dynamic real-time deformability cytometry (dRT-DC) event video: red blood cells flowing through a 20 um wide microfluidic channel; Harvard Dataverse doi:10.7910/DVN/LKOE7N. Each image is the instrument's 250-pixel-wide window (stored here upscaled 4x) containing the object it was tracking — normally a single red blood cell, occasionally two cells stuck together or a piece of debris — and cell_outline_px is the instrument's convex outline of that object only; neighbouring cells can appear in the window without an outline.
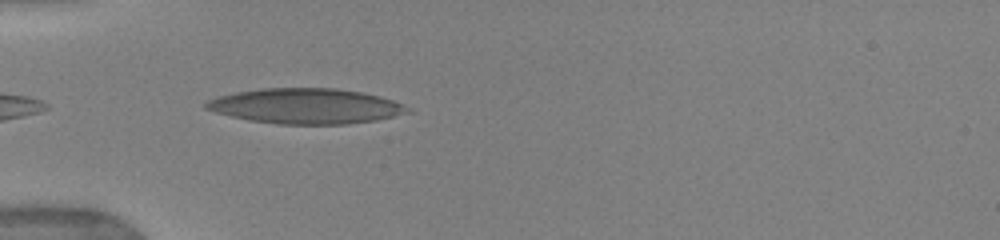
{"species": "human", "species_latin": "Homo sapiens", "temperature_condition": "warm", "stored_images_in_passage": 8, "camera_frame_rate_fps": 3000, "um_per_image_px": 0.085, "donor": {"sex": "female"}, "frame": {"image": 1, "passage_image": 7, "time_ms": 0.667, "image_size_px": [1000, 240], "cell_outline_px": [[412, 112], [376, 120], [348, 124], [276, 124], [248, 120], [216, 112], [204, 108], [204, 104], [208, 100], [220, 96], [236, 92], [264, 88], [336, 88], [360, 92], [380, 96], [392, 100], [412, 108]], "centroid_in_image_um": [26.02, 9.02], "position_along_channel_um": 59.0, "area_um2": 41.38}}